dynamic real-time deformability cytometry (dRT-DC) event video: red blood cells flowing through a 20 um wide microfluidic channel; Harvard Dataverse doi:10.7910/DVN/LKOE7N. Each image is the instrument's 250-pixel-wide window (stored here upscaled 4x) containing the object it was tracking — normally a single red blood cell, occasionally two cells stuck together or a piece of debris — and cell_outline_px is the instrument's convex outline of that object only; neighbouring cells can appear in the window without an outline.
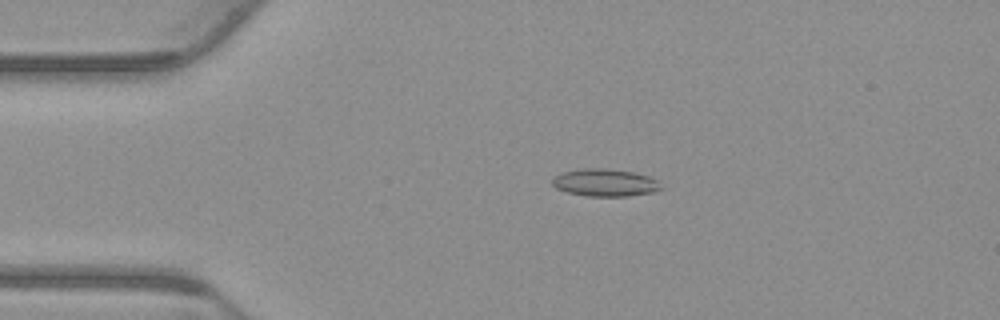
{"species": "common noctule bat (a hibernating species)", "species_latin": "Nyctalus noctula", "temperature_condition": "warm", "stored_images_in_passage": 39, "camera_frame_rate_fps": 3000, "um_per_image_px": 0.085, "animal": {"sex": "male", "body_mass_g": 23.1, "forearm_length_mm": 52.7}, "frame": {"image": 1, "passage_image": 11, "time_ms": 3.333, "image_size_px": [1000, 320], "cell_outline_px": [[664, 188], [652, 192], [628, 196], [584, 196], [568, 192], [556, 188], [552, 184], [552, 176], [564, 172], [580, 168], [604, 168], [632, 172], [648, 176], [656, 180]], "centroid_in_image_um": [51.39, 15.52], "position_along_channel_um": 33.6, "area_um2": 17.4}}
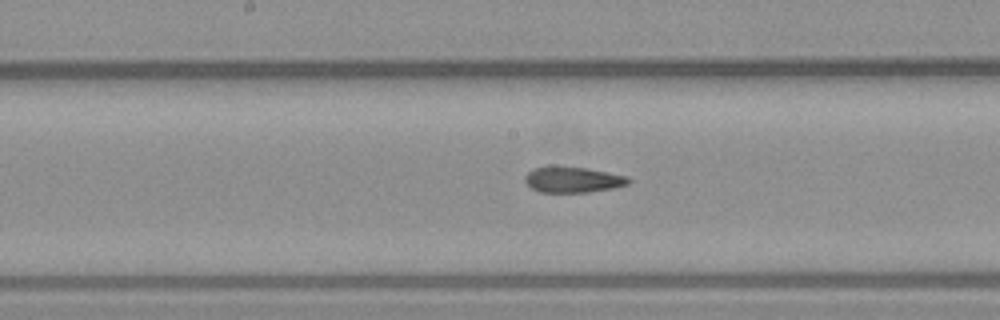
{"frame": {"image": 2, "passage_image": 27, "time_ms": 8.667, "image_size_px": [1000, 320], "cell_outline_px": [[632, 180], [628, 184], [612, 188], [588, 192], [540, 192], [532, 188], [524, 180], [524, 176], [532, 168], [548, 164], [584, 168], [628, 176]], "centroid_in_image_um": [48.64, 15.24], "position_along_channel_um": 199.6, "area_um2": 15.78}}
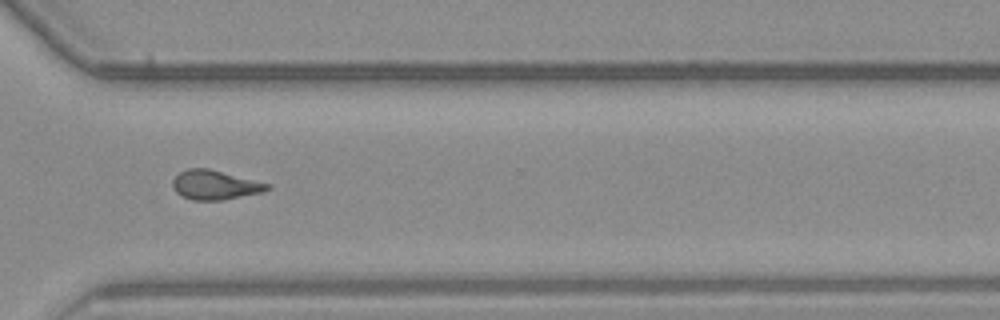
{"frame": {"image": 3, "passage_image": 39, "time_ms": 12.667, "image_size_px": [1000, 320], "cell_outline_px": [[272, 188], [264, 192], [220, 200], [192, 200], [180, 196], [172, 188], [172, 180], [180, 172], [188, 168], [208, 168], [268, 184]], "centroid_in_image_um": [18.22, 15.73], "position_along_channel_um": 352.4, "area_um2": 16.07}}